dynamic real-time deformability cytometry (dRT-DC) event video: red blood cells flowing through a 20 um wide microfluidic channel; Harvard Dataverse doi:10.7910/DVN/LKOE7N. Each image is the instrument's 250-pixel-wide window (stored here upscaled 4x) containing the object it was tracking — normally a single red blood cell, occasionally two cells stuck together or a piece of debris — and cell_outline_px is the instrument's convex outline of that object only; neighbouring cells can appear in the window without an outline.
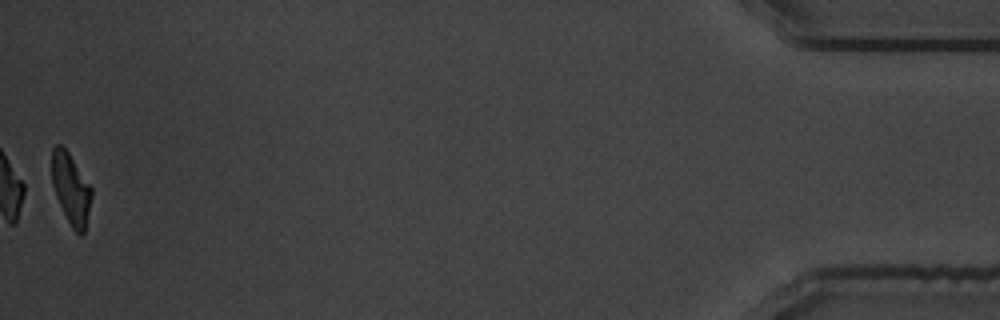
{"species": "common noctule bat (a hibernating species)", "species_latin": "Nyctalus noctula", "temperature_condition": "warm", "stored_images_in_passage": 57, "camera_frame_rate_fps": 3000, "um_per_image_px": 0.085, "animal": {"sex": "male", "body_mass_g": 19.5, "forearm_length_mm": 54.6}, "frame": {"image": 1, "passage_image": 57, "time_ms": 18.667, "image_size_px": [1000, 320], "cell_outline_px": [[92, 196], [84, 232], [80, 236], [72, 228], [56, 196], [52, 184], [52, 148], [56, 144], [60, 144], [68, 152], [92, 188]], "centroid_in_image_um": [6.03, 16.04], "position_along_channel_um": 429.2, "area_um2": 16.13}, "authors_computed_cell_mechanics": {"area_um2": 18.4382, "velocity_mm_per_s": 3.5622, "shape_relaxation_time_tau1_ms": 3.7867, "shape_relaxation_time_tau2_ms": 2.7087, "deformation_change_tau1": 0.1603, "deformation_change_tau2": 0.0981}}